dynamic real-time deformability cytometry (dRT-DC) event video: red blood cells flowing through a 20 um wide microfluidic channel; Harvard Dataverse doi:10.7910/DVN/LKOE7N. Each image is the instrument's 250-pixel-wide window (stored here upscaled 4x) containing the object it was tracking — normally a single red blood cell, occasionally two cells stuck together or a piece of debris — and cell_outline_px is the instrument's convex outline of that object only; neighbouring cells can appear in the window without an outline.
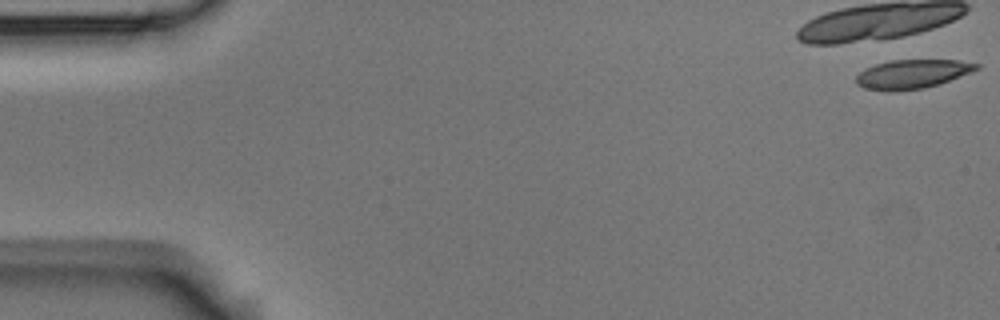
{"species": "Egyptian fruit bat (a non-hibernating species)", "species_latin": "Rousettus aegyptiacus", "temperature_condition": "room temperature", "stored_images_in_passage": 2, "segment_of_instrument_passage": [2, 2], "camera_frame_rate_fps": 3000, "um_per_image_px": 0.085, "animal": {"sex": "male"}, "frame": {"image": 1, "passage_image": 2, "time_ms": 0.333, "image_size_px": [1000, 320], "cell_outline_px": [[980, 68], [972, 72], [940, 84], [924, 88], [896, 92], [884, 92], [864, 88], [856, 84], [856, 76], [864, 68], [876, 64], [892, 60], [960, 60], [980, 64]], "centroid_in_image_um": [77.53, 6.31], "position_along_channel_um": 7.5, "area_um2": 20.69}}